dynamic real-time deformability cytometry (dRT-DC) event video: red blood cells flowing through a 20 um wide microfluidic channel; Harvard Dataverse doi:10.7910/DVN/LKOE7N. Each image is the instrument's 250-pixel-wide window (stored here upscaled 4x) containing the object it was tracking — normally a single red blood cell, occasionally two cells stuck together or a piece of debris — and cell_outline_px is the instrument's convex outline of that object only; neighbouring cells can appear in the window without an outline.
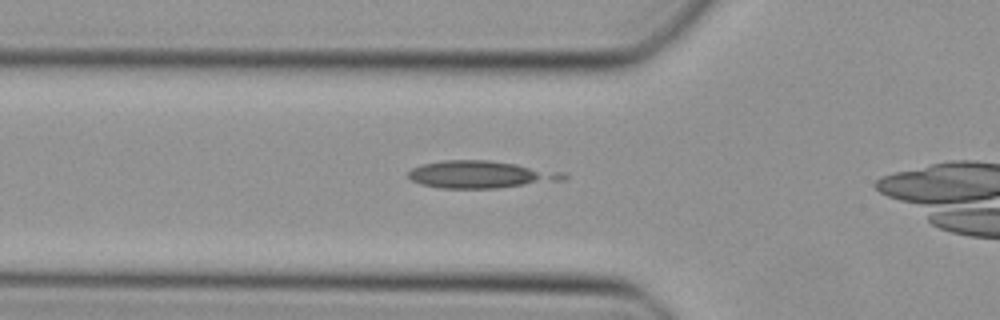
{"species": "Egyptian fruit bat (a non-hibernating species)", "species_latin": "Rousettus aegyptiacus", "temperature_condition": "cold", "stored_images_in_passage": 12, "camera_frame_rate_fps": 3000, "um_per_image_px": 0.085, "animal": {"sex": "female"}, "frame": {"image": 1, "passage_image": 10, "time_ms": 3.0, "image_size_px": [1000, 320], "cell_outline_px": [[568, 176], [564, 180], [496, 188], [440, 188], [420, 184], [412, 180], [408, 176], [408, 172], [412, 168], [424, 164], [444, 160], [488, 160], [516, 164], [568, 172]], "centroid_in_image_um": [40.9, 14.83], "position_along_channel_um": 84.9, "area_um2": 24.68}}